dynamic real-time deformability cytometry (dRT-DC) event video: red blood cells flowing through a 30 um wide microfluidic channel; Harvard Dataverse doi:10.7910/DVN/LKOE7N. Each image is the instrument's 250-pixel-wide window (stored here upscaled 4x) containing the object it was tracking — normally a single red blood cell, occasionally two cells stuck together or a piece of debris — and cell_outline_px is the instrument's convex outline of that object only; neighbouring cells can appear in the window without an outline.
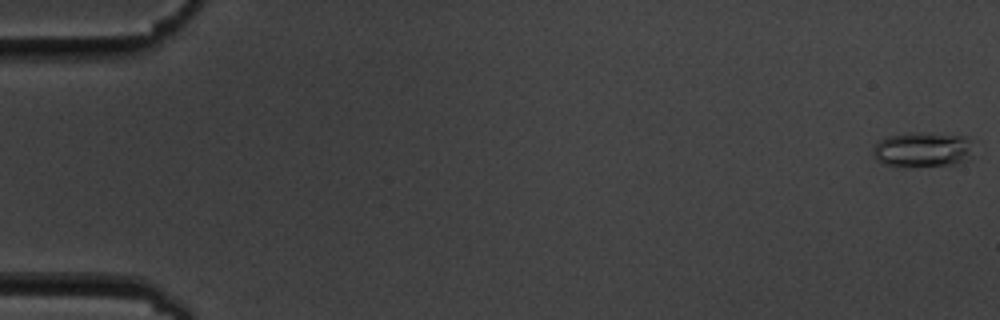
{"species": "common noctule bat (a hibernating species)", "species_latin": "Nyctalus noctula", "temperature_condition": "cold", "stored_images_in_passage": 7, "camera_frame_rate_fps": 3000, "um_per_image_px": 0.085, "animal": {"sex": "male", "body_mass_g": 19.5, "forearm_length_mm": 54.6}, "frame": {"image": 1, "passage_image": 1, "time_ms": 0.0, "image_size_px": [1000, 320], "cell_outline_px": [[972, 156], [956, 164], [904, 168], [884, 164], [876, 160], [872, 156], [872, 148], [880, 140], [888, 136], [908, 132], [928, 132], [968, 136]], "centroid_in_image_um": [78.37, 12.72], "position_along_channel_um": 6.6, "area_um2": 21.1}}
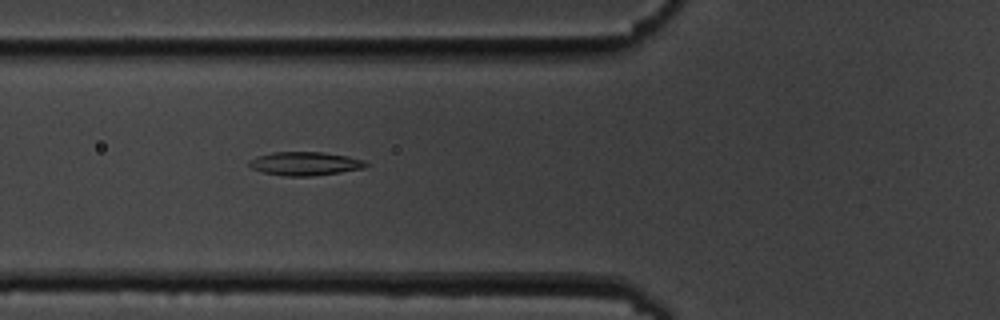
{"frame": {"image": 2, "passage_image": 7, "time_ms": 7.0, "image_size_px": [1000, 320], "cell_outline_px": [[368, 164], [364, 168], [340, 172], [312, 176], [284, 176], [264, 172], [252, 168], [248, 164], [248, 160], [256, 156], [272, 152], [324, 152], [348, 156], [364, 160]], "centroid_in_image_um": [25.91, 13.9], "position_along_channel_um": 99.9, "area_um2": 16.07}}